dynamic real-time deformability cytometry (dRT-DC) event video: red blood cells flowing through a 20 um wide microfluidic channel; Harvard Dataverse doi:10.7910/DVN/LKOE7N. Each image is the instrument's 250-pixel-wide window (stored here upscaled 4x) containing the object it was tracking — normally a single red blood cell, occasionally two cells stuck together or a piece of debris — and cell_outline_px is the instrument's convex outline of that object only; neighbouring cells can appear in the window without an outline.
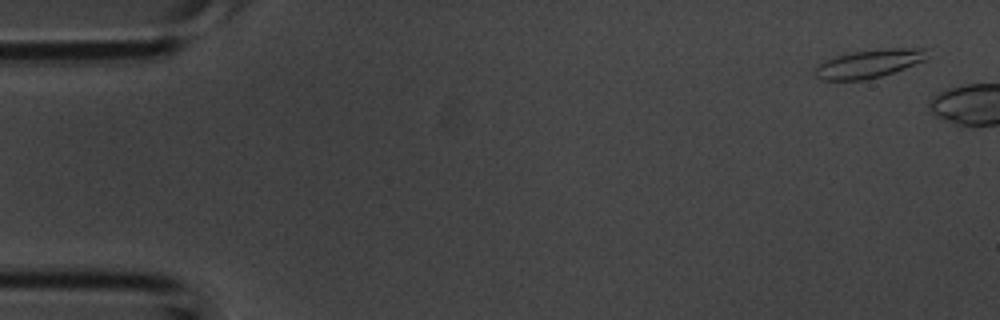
{"species": "common noctule bat (a hibernating species)", "species_latin": "Nyctalus noctula", "temperature_condition": "room temperature", "stored_images_in_passage": 6, "camera_frame_rate_fps": 3000, "um_per_image_px": 0.085, "animal": {"sex": "male", "body_mass_g": 20.1, "forearm_length_mm": 53.5}, "frame": {"image": 1, "passage_image": 1, "time_ms": 0.0, "image_size_px": [1000, 320], "cell_outline_px": [[928, 48], [924, 60], [904, 68], [880, 76], [864, 80], [820, 80], [816, 76], [816, 68], [820, 64], [836, 56], [852, 52], [888, 48]], "centroid_in_image_um": [73.87, 5.41], "position_along_channel_um": 11.1, "area_um2": 18.03}}